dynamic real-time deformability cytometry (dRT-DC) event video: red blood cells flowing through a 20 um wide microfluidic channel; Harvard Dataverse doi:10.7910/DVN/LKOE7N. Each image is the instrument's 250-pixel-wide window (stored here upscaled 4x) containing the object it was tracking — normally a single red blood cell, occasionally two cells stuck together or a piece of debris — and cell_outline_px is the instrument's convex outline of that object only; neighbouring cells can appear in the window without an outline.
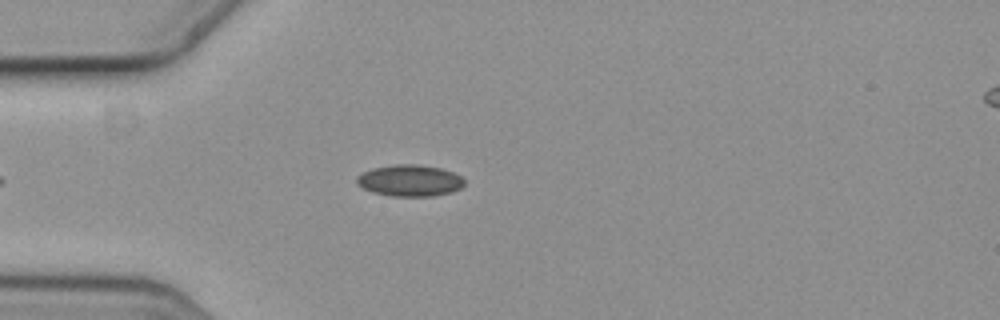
{"species": "common noctule bat (a hibernating species)", "species_latin": "Nyctalus noctula", "temperature_condition": "cold", "stored_images_in_passage": 4, "camera_frame_rate_fps": 3000, "um_per_image_px": 0.085, "animal": {"sex": "female", "body_mass_g": 19.3, "forearm_length_mm": 54.1}, "frame": {"image": 1, "passage_image": 4, "time_ms": 1.0, "image_size_px": [1000, 320], "cell_outline_px": [[464, 184], [460, 188], [452, 192], [432, 196], [392, 196], [372, 192], [356, 184], [356, 176], [372, 168], [392, 164], [420, 164], [440, 168], [452, 172], [460, 176], [464, 180]], "centroid_in_image_um": [34.81, 15.34], "position_along_channel_um": 50.2, "area_um2": 19.83}}